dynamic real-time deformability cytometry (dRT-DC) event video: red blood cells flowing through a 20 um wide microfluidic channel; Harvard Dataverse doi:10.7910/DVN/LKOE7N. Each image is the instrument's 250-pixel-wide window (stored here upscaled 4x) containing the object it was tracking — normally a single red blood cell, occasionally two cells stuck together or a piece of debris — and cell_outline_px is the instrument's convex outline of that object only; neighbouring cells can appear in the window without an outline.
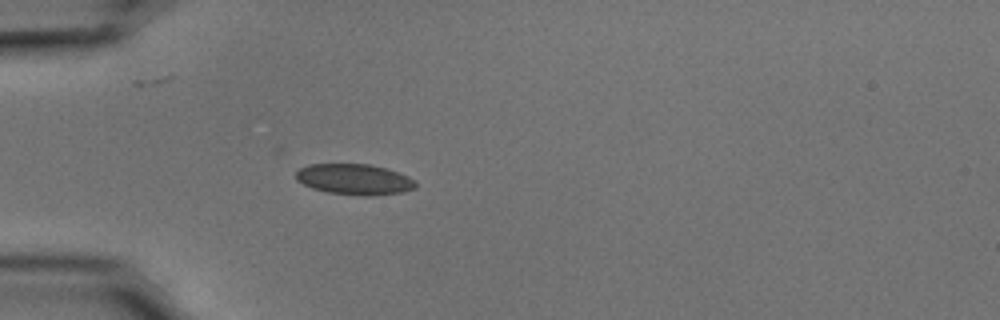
{"species": "common noctule bat (a hibernating species)", "species_latin": "Nyctalus noctula", "temperature_condition": "cold", "stored_images_in_passage": 39, "camera_frame_rate_fps": 3000, "um_per_image_px": 0.085, "animal": {"sex": "male", "body_mass_g": 15.6}, "frame": {"image": 1, "passage_image": 1, "time_ms": 0.0, "image_size_px": [1000, 320], "cell_outline_px": [[416, 188], [404, 192], [372, 196], [364, 196], [328, 192], [312, 188], [296, 180], [296, 172], [300, 168], [308, 164], [368, 164], [388, 168], [408, 176], [416, 184]], "centroid_in_image_um": [30.13, 15.24], "position_along_channel_um": 54.9, "area_um2": 21.5}}
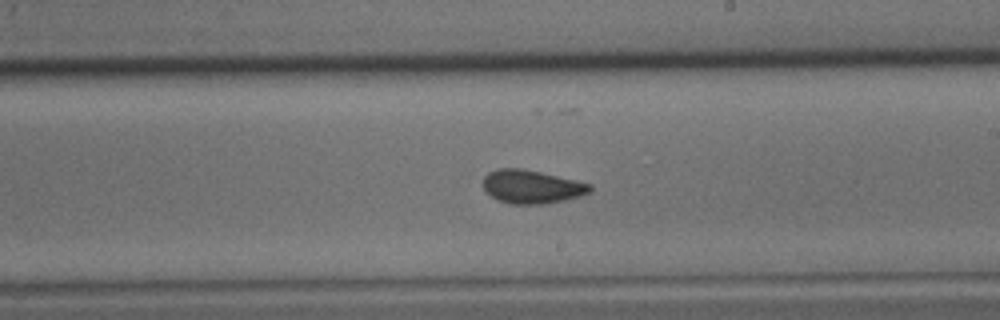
{"frame": {"image": 2, "passage_image": 17, "time_ms": 5.333, "image_size_px": [1000, 320], "cell_outline_px": [[592, 188], [588, 192], [580, 196], [564, 200], [544, 204], [512, 204], [496, 200], [484, 188], [484, 176], [488, 172], [496, 168], [520, 168], [540, 172], [576, 180], [592, 184]], "centroid_in_image_um": [45.18, 15.87], "position_along_channel_um": 243.8, "area_um2": 20.75}}
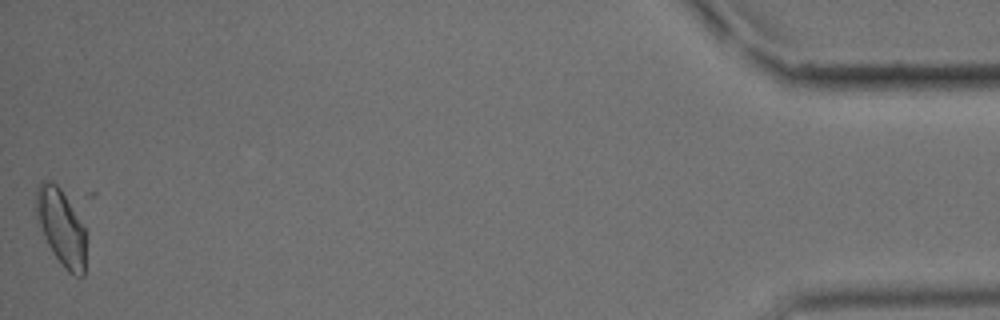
{"frame": {"image": 3, "passage_image": 39, "time_ms": 12.667, "image_size_px": [1000, 320], "cell_outline_px": [[84, 276], [76, 276], [68, 272], [64, 268], [48, 244], [44, 236], [36, 216], [36, 188], [40, 180], [52, 180], [60, 188], [84, 228]], "centroid_in_image_um": [5.16, 19.28], "position_along_channel_um": 430.0, "area_um2": 21.56}, "authors_computed_cell_mechanics": {"area_um2": 20.7502, "velocity_mm_per_s": 3.7052, "shape_relaxation_time_tau1_ms": 5.9625, "shape_relaxation_time_tau2_ms": 2.0713, "deformation_change_tau1": 0.1026, "deformation_change_tau2": 0.0652}}